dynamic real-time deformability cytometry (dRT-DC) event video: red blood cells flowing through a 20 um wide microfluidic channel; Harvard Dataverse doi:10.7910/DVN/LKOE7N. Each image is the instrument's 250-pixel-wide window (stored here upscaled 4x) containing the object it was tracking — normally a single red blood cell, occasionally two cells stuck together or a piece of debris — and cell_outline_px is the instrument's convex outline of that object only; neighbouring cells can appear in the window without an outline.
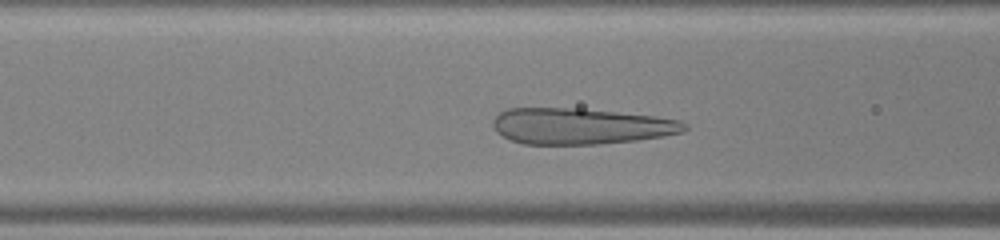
{"species": "human", "species_latin": "Homo sapiens", "temperature_condition": "warm", "stored_images_in_passage": 29, "camera_frame_rate_fps": 3000, "um_per_image_px": 0.085, "donor": {"sex": "male"}, "frame": {"image": 1, "passage_image": 9, "time_ms": 2.667, "image_size_px": [1000, 240], "cell_outline_px": [[688, 128], [684, 132], [664, 136], [636, 140], [596, 144], [524, 144], [512, 140], [496, 132], [492, 124], [492, 120], [500, 112], [508, 108], [580, 108], [656, 116], [680, 120], [688, 124]], "centroid_in_image_um": [49.38, 10.71], "position_along_channel_um": 117.2, "area_um2": 40.46}}
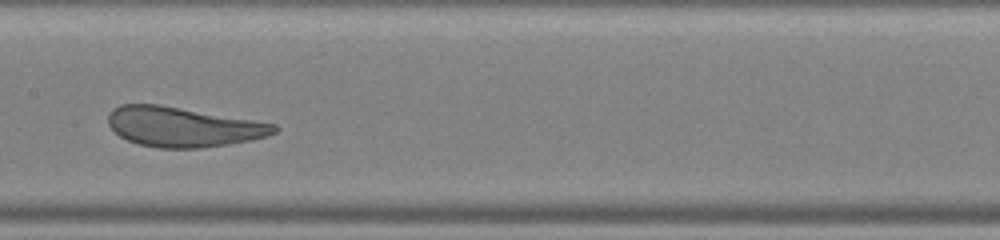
{"frame": {"image": 2, "passage_image": 14, "time_ms": 4.333, "image_size_px": [1000, 240], "cell_outline_px": [[280, 128], [276, 132], [252, 140], [228, 144], [200, 148], [160, 148], [140, 144], [128, 140], [120, 136], [108, 124], [108, 112], [112, 108], [120, 104], [160, 104], [276, 124]], "centroid_in_image_um": [15.53, 10.77], "position_along_channel_um": 191.9, "area_um2": 38.38}}
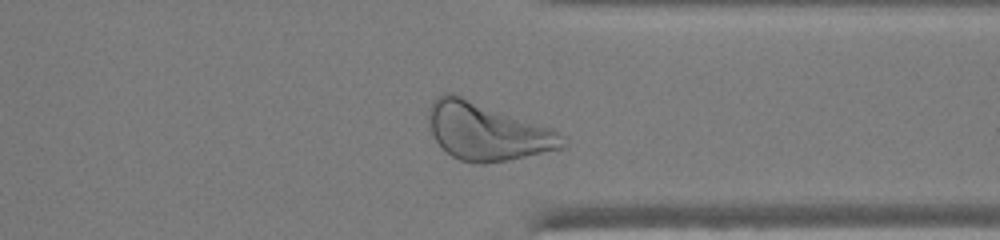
{"frame": {"image": 3, "passage_image": 26, "time_ms": 8.333, "image_size_px": [1000, 240], "cell_outline_px": [[568, 144], [564, 148], [508, 160], [480, 164], [476, 164], [460, 160], [452, 156], [432, 136], [428, 120], [428, 108], [432, 100], [436, 96], [444, 92], [452, 92], [552, 128], [560, 132], [564, 136]], "centroid_in_image_um": [41.4, 11.16], "position_along_channel_um": 370.0, "area_um2": 45.2}}